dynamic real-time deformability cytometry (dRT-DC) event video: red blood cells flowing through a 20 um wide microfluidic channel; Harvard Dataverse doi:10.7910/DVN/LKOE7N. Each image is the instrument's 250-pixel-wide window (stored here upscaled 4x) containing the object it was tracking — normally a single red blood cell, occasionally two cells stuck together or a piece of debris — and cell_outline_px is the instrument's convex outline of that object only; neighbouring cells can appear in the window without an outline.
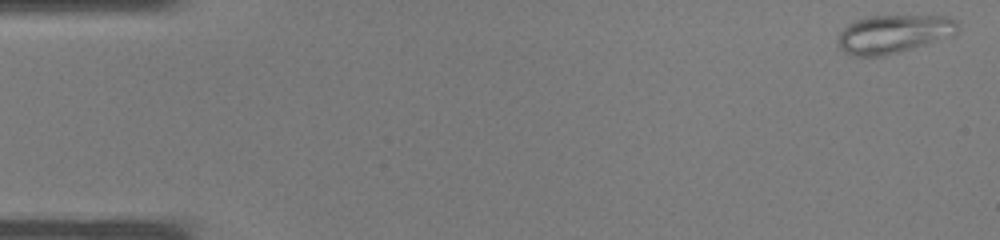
{"species": "common noctule bat (a hibernating species)", "species_latin": "Nyctalus noctula", "temperature_condition": "warm", "stored_images_in_passage": 37, "camera_frame_rate_fps": 3000, "um_per_image_px": 0.085, "animal": {"sex": "male", "body_mass_g": 19.0, "forearm_length_mm": 50.8}, "frame": {"image": 1, "passage_image": 1, "time_ms": 0.0, "image_size_px": [1000, 240], "cell_outline_px": [[960, 28], [952, 36], [900, 52], [884, 56], [852, 56], [844, 52], [836, 44], [840, 32], [848, 24], [856, 20], [872, 16], [948, 16], [956, 20]], "centroid_in_image_um": [75.95, 2.89], "position_along_channel_um": 9.0, "area_um2": 26.88}}
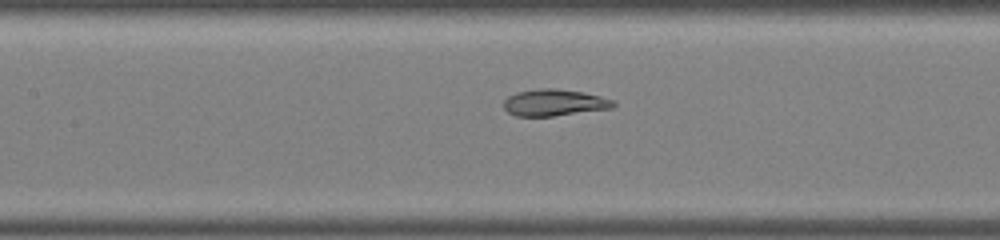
{"frame": {"image": 2, "passage_image": 17, "time_ms": 5.333, "image_size_px": [1000, 240], "cell_outline_px": [[616, 104], [612, 108], [552, 116], [516, 116], [508, 112], [504, 108], [504, 100], [508, 96], [516, 92], [540, 88], [556, 88], [584, 92], [600, 96], [612, 100]], "centroid_in_image_um": [47.09, 8.71], "position_along_channel_um": 160.3, "area_um2": 16.99}}
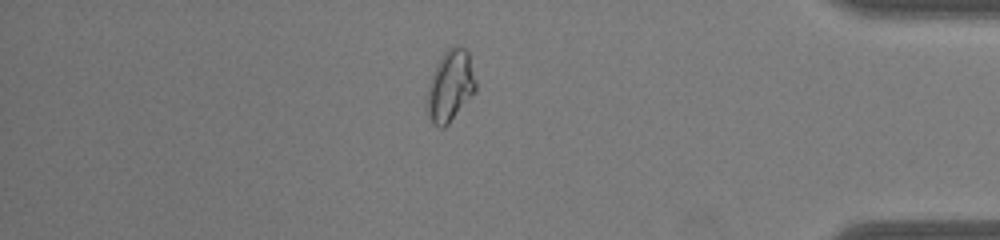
{"frame": {"image": 3, "passage_image": 32, "time_ms": 10.333, "image_size_px": [1000, 240], "cell_outline_px": [[476, 92], [448, 124], [444, 128], [440, 128], [432, 124], [428, 116], [428, 84], [436, 64], [444, 52], [448, 48], [456, 44], [460, 44], [468, 52], [476, 80]], "centroid_in_image_um": [38.29, 7.29], "position_along_channel_um": 396.9, "area_um2": 20.35}}